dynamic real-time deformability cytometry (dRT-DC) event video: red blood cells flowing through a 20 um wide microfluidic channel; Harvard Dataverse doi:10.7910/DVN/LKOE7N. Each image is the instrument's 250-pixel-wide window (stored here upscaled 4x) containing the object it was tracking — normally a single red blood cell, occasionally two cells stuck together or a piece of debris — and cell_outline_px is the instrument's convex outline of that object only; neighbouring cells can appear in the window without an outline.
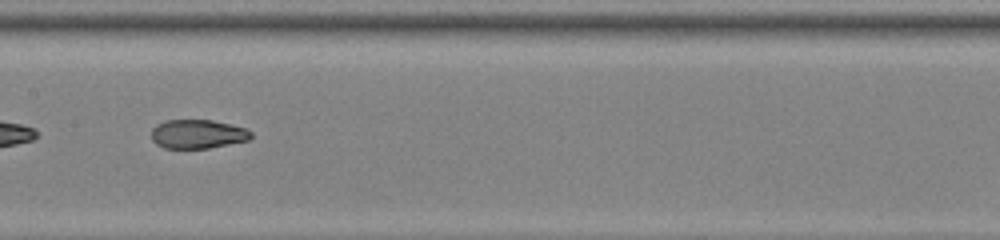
{"species": "common noctule bat (a hibernating species)", "species_latin": "Nyctalus noctula", "temperature_condition": "room temperature", "stored_images_in_passage": 32, "camera_frame_rate_fps": 3000, "um_per_image_px": 0.085, "animal": {"sex": "female", "body_mass_g": 22.0, "forearm_length_mm": 56.7}, "frame": {"image": 1, "passage_image": 10, "time_ms": 3.0, "image_size_px": [1000, 240], "cell_outline_px": [[252, 136], [248, 140], [208, 148], [164, 148], [156, 144], [152, 140], [152, 128], [156, 124], [164, 120], [212, 120], [244, 128], [252, 132]], "centroid_in_image_um": [16.76, 11.39], "position_along_channel_um": 190.6, "area_um2": 16.7}}